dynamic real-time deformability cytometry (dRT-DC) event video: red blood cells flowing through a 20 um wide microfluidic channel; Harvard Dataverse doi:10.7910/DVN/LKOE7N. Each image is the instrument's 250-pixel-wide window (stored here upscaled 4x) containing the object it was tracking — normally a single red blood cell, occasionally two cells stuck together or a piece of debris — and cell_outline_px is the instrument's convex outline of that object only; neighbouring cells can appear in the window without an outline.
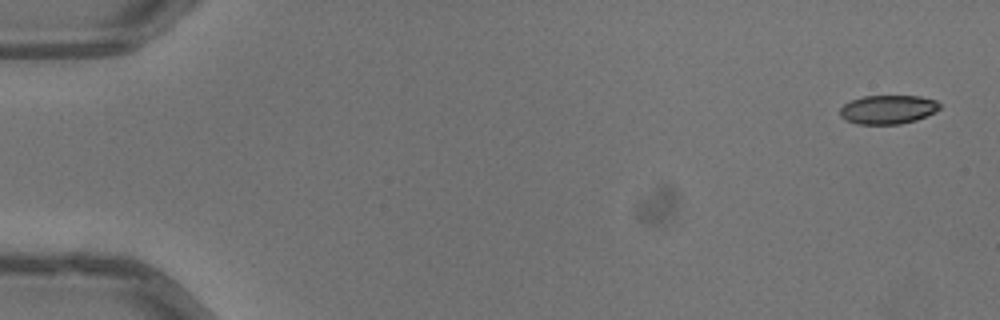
{"species": "common noctule bat (a hibernating species)", "species_latin": "Nyctalus noctula", "temperature_condition": "warm", "stored_images_in_passage": 51, "camera_frame_rate_fps": 3000, "um_per_image_px": 0.085, "animal": {"sex": "male", "body_mass_g": 13.3}, "frame": {"image": 1, "passage_image": 1, "time_ms": 0.0, "image_size_px": [1000, 320], "cell_outline_px": [[940, 108], [916, 120], [900, 124], [856, 124], [844, 120], [840, 116], [840, 108], [844, 104], [852, 100], [864, 96], [920, 96], [936, 100], [940, 104]], "centroid_in_image_um": [75.43, 9.31], "position_along_channel_um": 9.6, "area_um2": 16.7}}
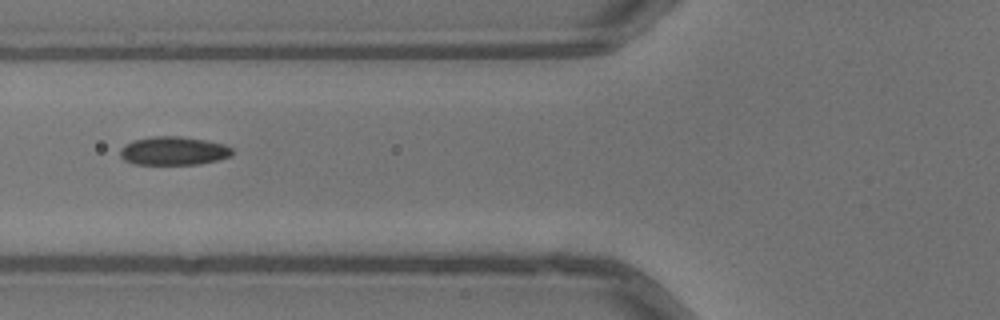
{"frame": {"image": 2, "passage_image": 20, "time_ms": 6.333, "image_size_px": [1000, 320], "cell_outline_px": [[232, 156], [200, 164], [132, 164], [124, 160], [120, 156], [120, 148], [124, 144], [132, 140], [152, 136], [180, 136], [204, 140], [224, 144], [232, 148]], "centroid_in_image_um": [14.71, 12.82], "position_along_channel_um": 111.1, "area_um2": 18.73}}
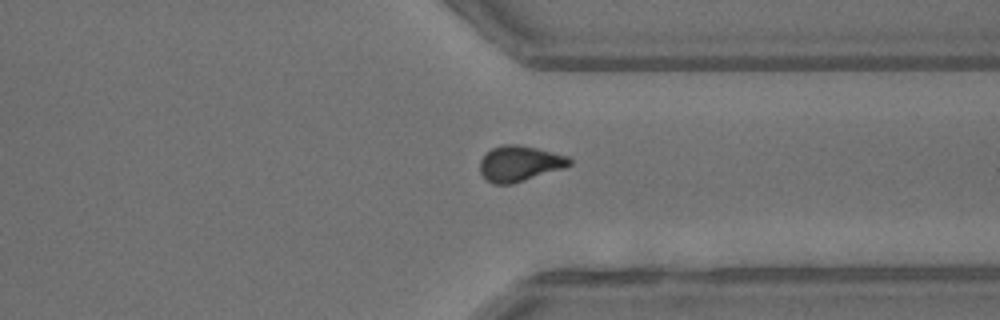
{"frame": {"image": 3, "passage_image": 39, "time_ms": 12.667, "image_size_px": [1000, 320], "cell_outline_px": [[572, 164], [564, 168], [512, 184], [492, 184], [480, 172], [480, 160], [492, 148], [500, 144], [516, 144], [536, 148], [568, 156], [572, 160]], "centroid_in_image_um": [44.17, 13.9], "position_along_channel_um": 367.2, "area_um2": 18.5}, "authors_computed_cell_mechanics": {"area_um2": 18.2648, "velocity_mm_per_s": 4.0471, "shape_relaxation_time_tau1_ms": 8.2304, "shape_relaxation_time_tau2_ms": 2.0933, "deformation_change_tau1": 0.1512, "deformation_change_tau2": 0.0647}}